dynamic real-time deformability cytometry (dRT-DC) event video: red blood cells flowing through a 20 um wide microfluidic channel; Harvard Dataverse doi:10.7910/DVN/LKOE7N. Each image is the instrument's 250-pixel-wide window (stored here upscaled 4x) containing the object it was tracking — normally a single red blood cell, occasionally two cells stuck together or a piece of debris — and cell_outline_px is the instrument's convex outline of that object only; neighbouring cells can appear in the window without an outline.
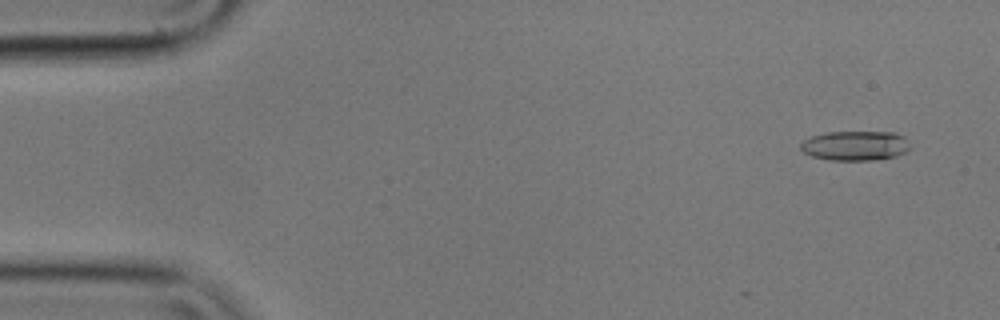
{"species": "common noctule bat (a hibernating species)", "species_latin": "Nyctalus noctula", "temperature_condition": "cold", "stored_images_in_passage": 4, "camera_frame_rate_fps": 3000, "um_per_image_px": 0.085, "animal": {"sex": "male", "body_mass_g": 17.9}, "frame": {"image": 1, "passage_image": 4, "time_ms": 1.0, "image_size_px": [1000, 320], "cell_outline_px": [[908, 148], [904, 152], [896, 156], [872, 160], [828, 160], [812, 156], [804, 152], [800, 148], [800, 144], [804, 140], [812, 136], [824, 132], [892, 132], [904, 136]], "centroid_in_image_um": [72.64, 12.38], "position_along_channel_um": 12.4, "area_um2": 18.73}}